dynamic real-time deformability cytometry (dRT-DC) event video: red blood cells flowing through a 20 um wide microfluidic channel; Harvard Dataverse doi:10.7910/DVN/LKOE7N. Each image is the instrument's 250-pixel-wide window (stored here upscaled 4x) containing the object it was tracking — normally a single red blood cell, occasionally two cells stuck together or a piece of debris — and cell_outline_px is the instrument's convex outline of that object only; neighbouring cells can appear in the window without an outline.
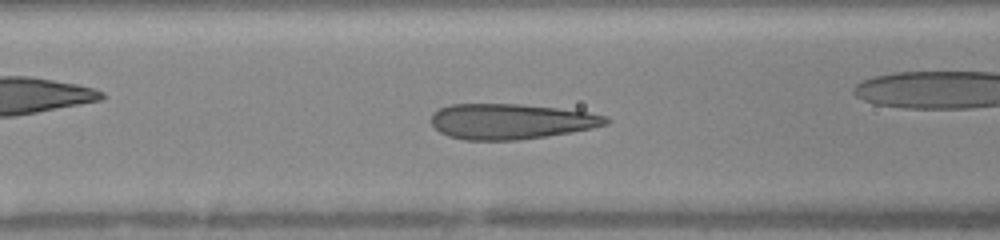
{"species": "human", "species_latin": "Homo sapiens", "temperature_condition": "warm", "stored_images_in_passage": 46, "camera_frame_rate_fps": 3000, "um_per_image_px": 0.085, "donor": {"sex": "female"}, "frame": {"image": 1, "passage_image": 20, "time_ms": 6.333, "image_size_px": [1000, 240], "cell_outline_px": [[612, 120], [608, 124], [592, 128], [572, 132], [548, 136], [520, 140], [464, 140], [448, 136], [440, 132], [432, 124], [432, 112], [440, 108], [452, 104], [520, 104], [556, 108], [588, 112], [608, 116]], "centroid_in_image_um": [43.45, 10.32], "position_along_channel_um": 123.1, "area_um2": 36.24}, "authors_computed_cell_mechanics": {"area_um2": 35.8071, "velocity_mm_per_s": 4.1115, "shape_relaxation_time_tau1_ms": 3.8428, "shape_relaxation_time_tau2_ms": null, "deformation_change_tau1": 0.2004, "deformation_change_tau2": null}}